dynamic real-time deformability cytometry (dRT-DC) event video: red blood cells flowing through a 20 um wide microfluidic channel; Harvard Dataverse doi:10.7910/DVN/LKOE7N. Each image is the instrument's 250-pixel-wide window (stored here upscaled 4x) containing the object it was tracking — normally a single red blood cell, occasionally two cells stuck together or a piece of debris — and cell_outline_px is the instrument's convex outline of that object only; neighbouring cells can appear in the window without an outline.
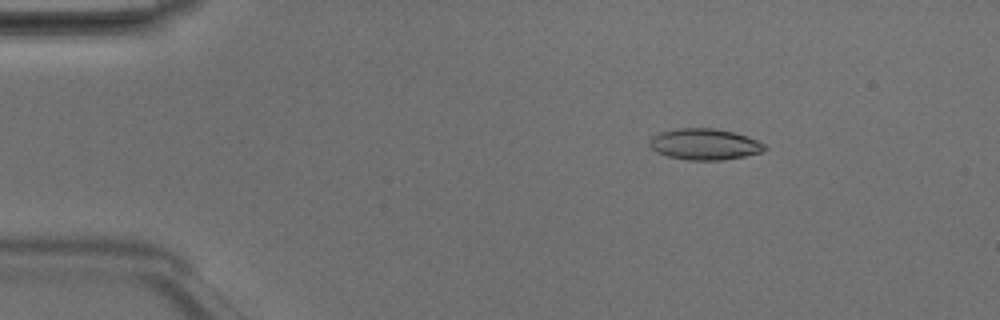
{"species": "Egyptian fruit bat (a non-hibernating species)", "species_latin": "Rousettus aegyptiacus", "temperature_condition": "room temperature", "stored_images_in_passage": 3, "camera_frame_rate_fps": 3000, "um_per_image_px": 0.085, "animal": {"sex": "male"}, "frame": {"image": 1, "passage_image": 2, "time_ms": 0.333, "image_size_px": [1000, 320], "cell_outline_px": [[768, 148], [760, 152], [744, 156], [720, 160], [688, 160], [668, 156], [656, 152], [648, 144], [652, 136], [660, 132], [680, 128], [712, 128], [732, 132], [748, 136], [764, 144]], "centroid_in_image_um": [59.87, 12.26], "position_along_channel_um": 25.1, "area_um2": 20.75}}
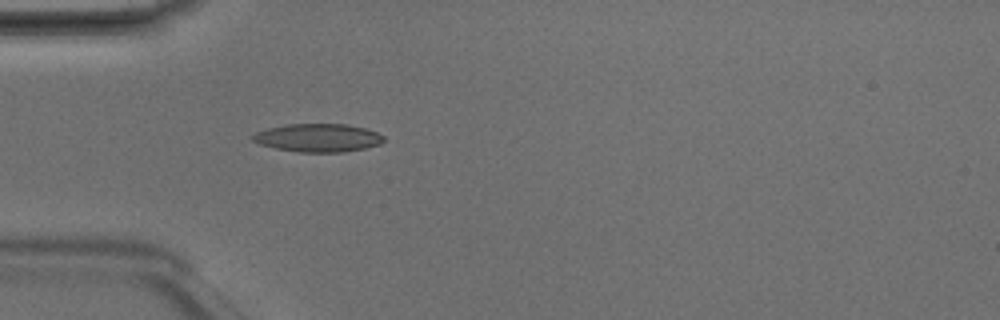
{"frame": {"image": 2, "passage_image": 3, "time_ms": 0.667, "image_size_px": [1000, 320], "cell_outline_px": [[384, 140], [380, 144], [364, 148], [344, 152], [300, 152], [276, 148], [260, 144], [252, 140], [252, 136], [256, 132], [268, 128], [288, 124], [344, 124], [364, 128], [376, 132], [384, 136]], "centroid_in_image_um": [27.03, 11.71], "position_along_channel_um": 58.0, "area_um2": 21.33}}